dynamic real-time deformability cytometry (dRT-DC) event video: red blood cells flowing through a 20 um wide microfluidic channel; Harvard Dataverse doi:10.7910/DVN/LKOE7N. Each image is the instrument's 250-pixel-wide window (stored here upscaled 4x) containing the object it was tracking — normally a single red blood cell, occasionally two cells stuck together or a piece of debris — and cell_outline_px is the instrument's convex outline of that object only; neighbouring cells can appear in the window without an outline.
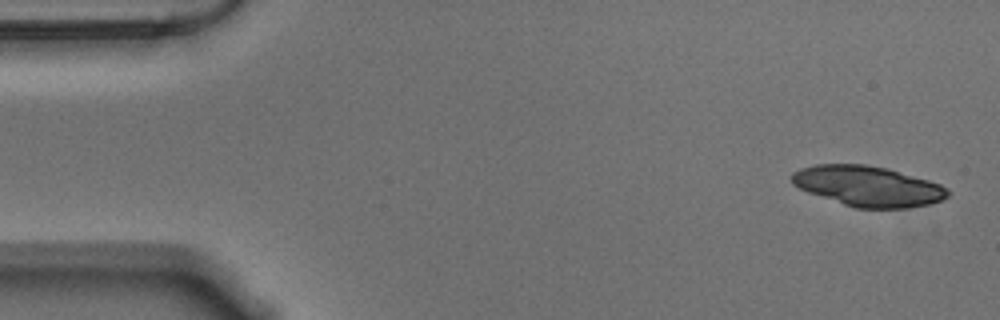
{"species": "Egyptian fruit bat (a non-hibernating species)", "species_latin": "Rousettus aegyptiacus", "temperature_condition": "warm", "stored_images_in_passage": 18, "camera_frame_rate_fps": 3000, "um_per_image_px": 0.085, "animal": {"sex": "male"}, "frame": {"image": 1, "passage_image": 1, "time_ms": 0.0, "image_size_px": [1000, 320], "cell_outline_px": [[952, 192], [948, 196], [940, 200], [928, 204], [908, 208], [856, 208], [808, 192], [792, 184], [792, 172], [800, 168], [816, 164], [864, 164], [888, 168], [928, 180], [940, 184], [948, 188]], "centroid_in_image_um": [73.79, 15.81], "position_along_channel_um": 11.2, "area_um2": 36.59}}